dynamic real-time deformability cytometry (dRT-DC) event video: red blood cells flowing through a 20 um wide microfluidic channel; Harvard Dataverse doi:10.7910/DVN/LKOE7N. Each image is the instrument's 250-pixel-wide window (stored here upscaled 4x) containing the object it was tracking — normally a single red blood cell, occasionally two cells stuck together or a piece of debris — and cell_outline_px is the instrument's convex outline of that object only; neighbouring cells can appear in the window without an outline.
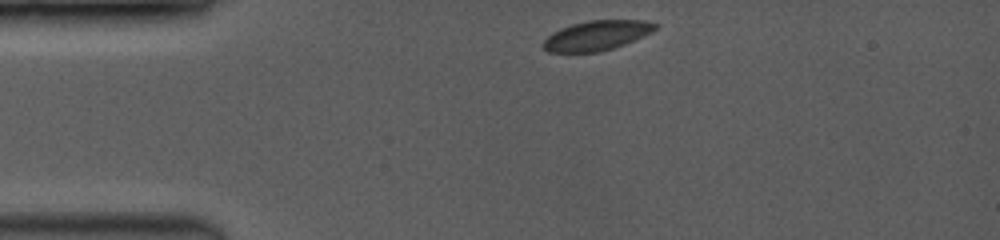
{"species": "common noctule bat (a hibernating species)", "species_latin": "Nyctalus noctula", "temperature_condition": "room temperature", "stored_images_in_passage": 40, "camera_frame_rate_fps": 3500, "um_per_image_px": 0.085, "animal": {"sex": "female", "body_mass_g": 19.0, "forearm_length_mm": 53.3}, "frame": {"image": 1, "passage_image": 1, "time_ms": 0.0, "image_size_px": [1000, 240], "cell_outline_px": [[656, 28], [652, 32], [624, 44], [600, 52], [548, 52], [544, 48], [544, 40], [548, 36], [560, 28], [572, 24], [588, 20], [640, 20], [656, 24]], "centroid_in_image_um": [50.7, 3.01], "position_along_channel_um": 34.3, "area_um2": 19.13}}
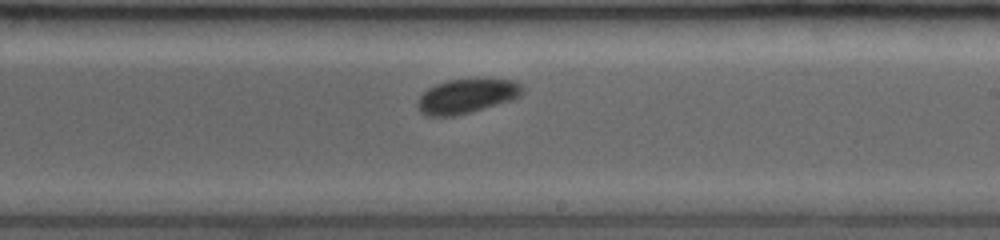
{"frame": {"image": 2, "passage_image": 23, "time_ms": 6.286, "image_size_px": [1000, 240], "cell_outline_px": [[524, 92], [520, 96], [512, 100], [456, 116], [428, 116], [420, 112], [416, 108], [416, 100], [428, 88], [436, 84], [448, 80], [488, 76], [516, 80], [524, 88]], "centroid_in_image_um": [39.71, 8.12], "position_along_channel_um": 249.3, "area_um2": 21.91}}
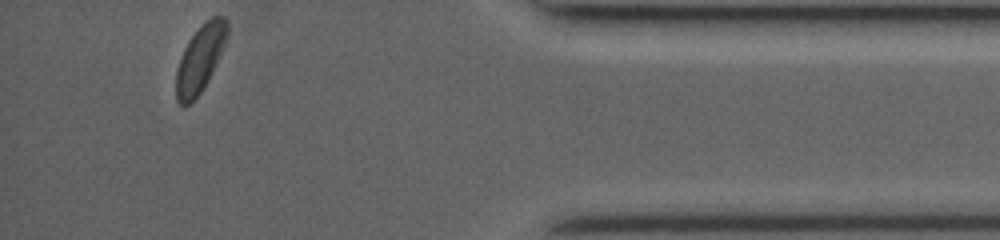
{"frame": {"image": 3, "passage_image": 40, "time_ms": 11.143, "image_size_px": [1000, 240], "cell_outline_px": [[228, 36], [212, 72], [208, 80], [200, 92], [188, 104], [180, 104], [176, 100], [176, 72], [184, 48], [188, 40], [212, 16], [224, 16], [228, 20]], "centroid_in_image_um": [17.02, 4.96], "position_along_channel_um": 418.2, "area_um2": 19.36}, "authors_computed_cell_mechanics": {"area_um2": 20.3456, "velocity_mm_per_s": 4.0748, "shape_relaxation_time_tau1_ms": 1.7883, "shape_relaxation_time_tau2_ms": null, "deformation_change_tau1": 0.0911, "deformation_change_tau2": null}}